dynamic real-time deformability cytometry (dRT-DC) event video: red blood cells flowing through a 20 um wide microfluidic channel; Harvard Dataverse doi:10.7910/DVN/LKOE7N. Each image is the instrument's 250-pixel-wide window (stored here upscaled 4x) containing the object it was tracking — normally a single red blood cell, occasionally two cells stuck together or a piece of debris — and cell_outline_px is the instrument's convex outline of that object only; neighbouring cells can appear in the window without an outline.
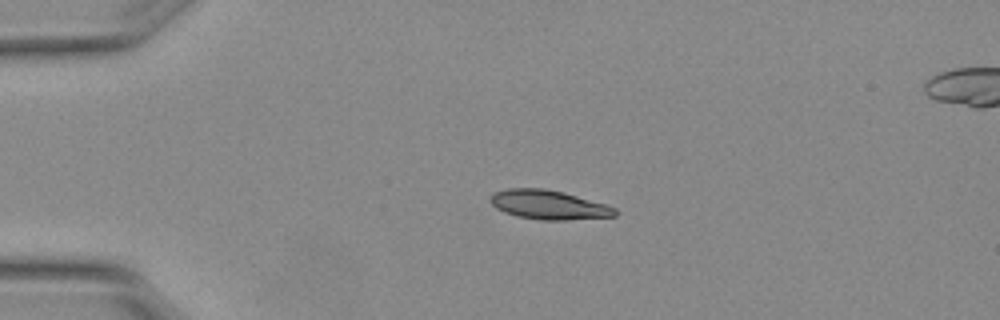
{"species": "Egyptian fruit bat (a non-hibernating species)", "species_latin": "Rousettus aegyptiacus", "temperature_condition": "warm", "stored_images_in_passage": 5, "camera_frame_rate_fps": 3000, "um_per_image_px": 0.085, "animal": {"sex": "female"}, "frame": {"image": 1, "passage_image": 3, "time_ms": 0.667, "image_size_px": [1000, 320], "cell_outline_px": [[616, 216], [564, 220], [540, 220], [520, 216], [504, 212], [496, 208], [488, 200], [492, 192], [508, 188], [544, 188], [564, 192], [604, 204], [616, 208]], "centroid_in_image_um": [46.59, 17.39], "position_along_channel_um": 38.4, "area_um2": 21.15}}